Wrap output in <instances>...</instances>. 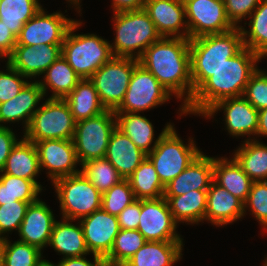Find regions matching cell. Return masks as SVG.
Segmentation results:
<instances>
[{"label":"cell","mask_w":267,"mask_h":266,"mask_svg":"<svg viewBox=\"0 0 267 266\" xmlns=\"http://www.w3.org/2000/svg\"><path fill=\"white\" fill-rule=\"evenodd\" d=\"M55 221L53 210L39 198L28 205L18 231V240L43 251L48 247Z\"/></svg>","instance_id":"44dd1931"},{"label":"cell","mask_w":267,"mask_h":266,"mask_svg":"<svg viewBox=\"0 0 267 266\" xmlns=\"http://www.w3.org/2000/svg\"><path fill=\"white\" fill-rule=\"evenodd\" d=\"M90 254L105 258L111 251L120 231L118 217L102 208L79 220Z\"/></svg>","instance_id":"ac0fdd59"},{"label":"cell","mask_w":267,"mask_h":266,"mask_svg":"<svg viewBox=\"0 0 267 266\" xmlns=\"http://www.w3.org/2000/svg\"><path fill=\"white\" fill-rule=\"evenodd\" d=\"M41 8L29 19L17 36L16 45L35 46L42 44H63L65 36L75 21L67 18L62 11L49 13Z\"/></svg>","instance_id":"7c38bea8"},{"label":"cell","mask_w":267,"mask_h":266,"mask_svg":"<svg viewBox=\"0 0 267 266\" xmlns=\"http://www.w3.org/2000/svg\"><path fill=\"white\" fill-rule=\"evenodd\" d=\"M45 100L43 90L36 81L28 82L21 91L10 100L0 104V127H9L10 124L22 122L23 132L28 128L33 114ZM10 123L9 125H6ZM4 124V125H3Z\"/></svg>","instance_id":"ffe728a7"},{"label":"cell","mask_w":267,"mask_h":266,"mask_svg":"<svg viewBox=\"0 0 267 266\" xmlns=\"http://www.w3.org/2000/svg\"><path fill=\"white\" fill-rule=\"evenodd\" d=\"M6 70H0V104L15 97L30 81L5 61Z\"/></svg>","instance_id":"f6af8a7d"},{"label":"cell","mask_w":267,"mask_h":266,"mask_svg":"<svg viewBox=\"0 0 267 266\" xmlns=\"http://www.w3.org/2000/svg\"><path fill=\"white\" fill-rule=\"evenodd\" d=\"M30 203L33 202L14 201L0 205V239L8 238L12 231L18 233Z\"/></svg>","instance_id":"7bdbcfd3"},{"label":"cell","mask_w":267,"mask_h":266,"mask_svg":"<svg viewBox=\"0 0 267 266\" xmlns=\"http://www.w3.org/2000/svg\"><path fill=\"white\" fill-rule=\"evenodd\" d=\"M261 60L257 53L246 47L226 59L194 91L190 102L184 107L185 115L203 116L218 101L243 96L250 76L258 69L257 63Z\"/></svg>","instance_id":"7a4b0ae2"},{"label":"cell","mask_w":267,"mask_h":266,"mask_svg":"<svg viewBox=\"0 0 267 266\" xmlns=\"http://www.w3.org/2000/svg\"><path fill=\"white\" fill-rule=\"evenodd\" d=\"M12 127H0V172L3 170L11 149L18 142Z\"/></svg>","instance_id":"c3c4849f"},{"label":"cell","mask_w":267,"mask_h":266,"mask_svg":"<svg viewBox=\"0 0 267 266\" xmlns=\"http://www.w3.org/2000/svg\"><path fill=\"white\" fill-rule=\"evenodd\" d=\"M244 218V203L214 180L207 190L204 221L217 227L233 224Z\"/></svg>","instance_id":"7402d4cb"},{"label":"cell","mask_w":267,"mask_h":266,"mask_svg":"<svg viewBox=\"0 0 267 266\" xmlns=\"http://www.w3.org/2000/svg\"><path fill=\"white\" fill-rule=\"evenodd\" d=\"M36 266H57V264L42 258Z\"/></svg>","instance_id":"11a10c76"},{"label":"cell","mask_w":267,"mask_h":266,"mask_svg":"<svg viewBox=\"0 0 267 266\" xmlns=\"http://www.w3.org/2000/svg\"><path fill=\"white\" fill-rule=\"evenodd\" d=\"M37 80L43 90L44 97L48 90L52 92L48 98L64 99L76 86L81 78L61 55Z\"/></svg>","instance_id":"4dcf8cb0"},{"label":"cell","mask_w":267,"mask_h":266,"mask_svg":"<svg viewBox=\"0 0 267 266\" xmlns=\"http://www.w3.org/2000/svg\"><path fill=\"white\" fill-rule=\"evenodd\" d=\"M178 226L170 211L168 201L164 197L141 200L137 230L146 241H183L184 239L177 231Z\"/></svg>","instance_id":"9a60e30c"},{"label":"cell","mask_w":267,"mask_h":266,"mask_svg":"<svg viewBox=\"0 0 267 266\" xmlns=\"http://www.w3.org/2000/svg\"><path fill=\"white\" fill-rule=\"evenodd\" d=\"M117 127L114 110L76 122L73 143L80 166L88 160L104 158L111 134Z\"/></svg>","instance_id":"9c48e42d"},{"label":"cell","mask_w":267,"mask_h":266,"mask_svg":"<svg viewBox=\"0 0 267 266\" xmlns=\"http://www.w3.org/2000/svg\"><path fill=\"white\" fill-rule=\"evenodd\" d=\"M39 0H0V21L17 37L23 25L43 7Z\"/></svg>","instance_id":"8d00e7d4"},{"label":"cell","mask_w":267,"mask_h":266,"mask_svg":"<svg viewBox=\"0 0 267 266\" xmlns=\"http://www.w3.org/2000/svg\"><path fill=\"white\" fill-rule=\"evenodd\" d=\"M243 47L240 27H235L225 33L190 39L193 93L216 69L226 62V59L236 55Z\"/></svg>","instance_id":"3957f363"},{"label":"cell","mask_w":267,"mask_h":266,"mask_svg":"<svg viewBox=\"0 0 267 266\" xmlns=\"http://www.w3.org/2000/svg\"><path fill=\"white\" fill-rule=\"evenodd\" d=\"M127 179L136 199L148 200L164 197L165 186L161 183L155 167L148 157Z\"/></svg>","instance_id":"e575fe53"},{"label":"cell","mask_w":267,"mask_h":266,"mask_svg":"<svg viewBox=\"0 0 267 266\" xmlns=\"http://www.w3.org/2000/svg\"><path fill=\"white\" fill-rule=\"evenodd\" d=\"M248 208V209H247ZM249 214L267 231V181L253 182L244 202V216Z\"/></svg>","instance_id":"b9f144b4"},{"label":"cell","mask_w":267,"mask_h":266,"mask_svg":"<svg viewBox=\"0 0 267 266\" xmlns=\"http://www.w3.org/2000/svg\"><path fill=\"white\" fill-rule=\"evenodd\" d=\"M141 200L136 199L117 216L120 229H137L140 221Z\"/></svg>","instance_id":"7dc6e473"},{"label":"cell","mask_w":267,"mask_h":266,"mask_svg":"<svg viewBox=\"0 0 267 266\" xmlns=\"http://www.w3.org/2000/svg\"><path fill=\"white\" fill-rule=\"evenodd\" d=\"M173 124L158 141L156 147L147 155L166 186L184 171L203 151L198 149L194 138L184 143Z\"/></svg>","instance_id":"8992f818"},{"label":"cell","mask_w":267,"mask_h":266,"mask_svg":"<svg viewBox=\"0 0 267 266\" xmlns=\"http://www.w3.org/2000/svg\"><path fill=\"white\" fill-rule=\"evenodd\" d=\"M76 121L64 99L46 98L33 114L23 137L36 143L50 139H73Z\"/></svg>","instance_id":"ba28073f"},{"label":"cell","mask_w":267,"mask_h":266,"mask_svg":"<svg viewBox=\"0 0 267 266\" xmlns=\"http://www.w3.org/2000/svg\"><path fill=\"white\" fill-rule=\"evenodd\" d=\"M146 240L137 229H120L110 253L104 258L106 266H123Z\"/></svg>","instance_id":"74e56055"},{"label":"cell","mask_w":267,"mask_h":266,"mask_svg":"<svg viewBox=\"0 0 267 266\" xmlns=\"http://www.w3.org/2000/svg\"><path fill=\"white\" fill-rule=\"evenodd\" d=\"M17 37L14 33L0 21V56L8 58L16 46Z\"/></svg>","instance_id":"681fc988"},{"label":"cell","mask_w":267,"mask_h":266,"mask_svg":"<svg viewBox=\"0 0 267 266\" xmlns=\"http://www.w3.org/2000/svg\"><path fill=\"white\" fill-rule=\"evenodd\" d=\"M232 153L237 163L253 182L267 181V144L261 139L247 140Z\"/></svg>","instance_id":"1f68e13d"},{"label":"cell","mask_w":267,"mask_h":266,"mask_svg":"<svg viewBox=\"0 0 267 266\" xmlns=\"http://www.w3.org/2000/svg\"><path fill=\"white\" fill-rule=\"evenodd\" d=\"M144 10L161 37L189 39L183 0H146Z\"/></svg>","instance_id":"d6986e66"},{"label":"cell","mask_w":267,"mask_h":266,"mask_svg":"<svg viewBox=\"0 0 267 266\" xmlns=\"http://www.w3.org/2000/svg\"><path fill=\"white\" fill-rule=\"evenodd\" d=\"M172 100V95L157 78L138 63L131 75L128 89L121 105L115 113H141L157 108Z\"/></svg>","instance_id":"8fae6325"},{"label":"cell","mask_w":267,"mask_h":266,"mask_svg":"<svg viewBox=\"0 0 267 266\" xmlns=\"http://www.w3.org/2000/svg\"><path fill=\"white\" fill-rule=\"evenodd\" d=\"M80 168L85 177L101 194L123 180L117 169L105 157L88 160Z\"/></svg>","instance_id":"ab89813d"},{"label":"cell","mask_w":267,"mask_h":266,"mask_svg":"<svg viewBox=\"0 0 267 266\" xmlns=\"http://www.w3.org/2000/svg\"><path fill=\"white\" fill-rule=\"evenodd\" d=\"M135 200L128 179H123L102 194L101 208L107 213L118 216L125 207Z\"/></svg>","instance_id":"60d3db41"},{"label":"cell","mask_w":267,"mask_h":266,"mask_svg":"<svg viewBox=\"0 0 267 266\" xmlns=\"http://www.w3.org/2000/svg\"><path fill=\"white\" fill-rule=\"evenodd\" d=\"M229 158L213 157V180L244 203L253 181L233 157Z\"/></svg>","instance_id":"83f0119b"},{"label":"cell","mask_w":267,"mask_h":266,"mask_svg":"<svg viewBox=\"0 0 267 266\" xmlns=\"http://www.w3.org/2000/svg\"><path fill=\"white\" fill-rule=\"evenodd\" d=\"M228 20L234 27H240L248 19L261 0H223ZM241 22V23H240Z\"/></svg>","instance_id":"bcb514c9"},{"label":"cell","mask_w":267,"mask_h":266,"mask_svg":"<svg viewBox=\"0 0 267 266\" xmlns=\"http://www.w3.org/2000/svg\"><path fill=\"white\" fill-rule=\"evenodd\" d=\"M37 180H26L8 174H0V205L14 201L35 202L43 186Z\"/></svg>","instance_id":"d590c367"},{"label":"cell","mask_w":267,"mask_h":266,"mask_svg":"<svg viewBox=\"0 0 267 266\" xmlns=\"http://www.w3.org/2000/svg\"><path fill=\"white\" fill-rule=\"evenodd\" d=\"M184 245L183 241H146L123 266H173L182 259Z\"/></svg>","instance_id":"4316f807"},{"label":"cell","mask_w":267,"mask_h":266,"mask_svg":"<svg viewBox=\"0 0 267 266\" xmlns=\"http://www.w3.org/2000/svg\"><path fill=\"white\" fill-rule=\"evenodd\" d=\"M60 219L62 220H56L53 225L48 246L53 248L57 255H63L61 259L90 255L80 222Z\"/></svg>","instance_id":"484cf974"},{"label":"cell","mask_w":267,"mask_h":266,"mask_svg":"<svg viewBox=\"0 0 267 266\" xmlns=\"http://www.w3.org/2000/svg\"><path fill=\"white\" fill-rule=\"evenodd\" d=\"M111 21L115 31L114 42H110L114 56L139 59L152 43L161 38L144 8L114 13Z\"/></svg>","instance_id":"277c9868"},{"label":"cell","mask_w":267,"mask_h":266,"mask_svg":"<svg viewBox=\"0 0 267 266\" xmlns=\"http://www.w3.org/2000/svg\"><path fill=\"white\" fill-rule=\"evenodd\" d=\"M145 1L146 0H111L113 14L117 12L143 9Z\"/></svg>","instance_id":"816d5d0a"},{"label":"cell","mask_w":267,"mask_h":266,"mask_svg":"<svg viewBox=\"0 0 267 266\" xmlns=\"http://www.w3.org/2000/svg\"><path fill=\"white\" fill-rule=\"evenodd\" d=\"M139 63L151 72L161 85L174 98L176 97L175 99L181 102L177 118L186 116L184 107L193 96L190 39L161 37L145 50L139 58Z\"/></svg>","instance_id":"6da1fadb"},{"label":"cell","mask_w":267,"mask_h":266,"mask_svg":"<svg viewBox=\"0 0 267 266\" xmlns=\"http://www.w3.org/2000/svg\"><path fill=\"white\" fill-rule=\"evenodd\" d=\"M261 266H267V255H266V258L264 257V260Z\"/></svg>","instance_id":"9f6ffc18"},{"label":"cell","mask_w":267,"mask_h":266,"mask_svg":"<svg viewBox=\"0 0 267 266\" xmlns=\"http://www.w3.org/2000/svg\"><path fill=\"white\" fill-rule=\"evenodd\" d=\"M115 115L117 128L147 155L156 147L162 135L173 125V123L167 122L161 133L155 138L154 125L145 115L133 112L115 113Z\"/></svg>","instance_id":"d4e9b609"},{"label":"cell","mask_w":267,"mask_h":266,"mask_svg":"<svg viewBox=\"0 0 267 266\" xmlns=\"http://www.w3.org/2000/svg\"><path fill=\"white\" fill-rule=\"evenodd\" d=\"M248 29L240 26L243 45L262 59L267 57V0H261L256 9L248 17Z\"/></svg>","instance_id":"836d02e7"},{"label":"cell","mask_w":267,"mask_h":266,"mask_svg":"<svg viewBox=\"0 0 267 266\" xmlns=\"http://www.w3.org/2000/svg\"><path fill=\"white\" fill-rule=\"evenodd\" d=\"M67 2L66 3H69V7H73L77 13H79V16H81V12H82V9H81V0H66Z\"/></svg>","instance_id":"db71d44e"},{"label":"cell","mask_w":267,"mask_h":266,"mask_svg":"<svg viewBox=\"0 0 267 266\" xmlns=\"http://www.w3.org/2000/svg\"><path fill=\"white\" fill-rule=\"evenodd\" d=\"M243 96L257 110L267 108V70L258 67L250 76Z\"/></svg>","instance_id":"ee69618b"},{"label":"cell","mask_w":267,"mask_h":266,"mask_svg":"<svg viewBox=\"0 0 267 266\" xmlns=\"http://www.w3.org/2000/svg\"><path fill=\"white\" fill-rule=\"evenodd\" d=\"M63 219L79 221L101 208L102 194L80 172L52 183Z\"/></svg>","instance_id":"52a82bcc"},{"label":"cell","mask_w":267,"mask_h":266,"mask_svg":"<svg viewBox=\"0 0 267 266\" xmlns=\"http://www.w3.org/2000/svg\"><path fill=\"white\" fill-rule=\"evenodd\" d=\"M76 19L70 26L62 44L61 55L81 79H89L114 55L109 41L95 33H74L82 26Z\"/></svg>","instance_id":"5b68a950"},{"label":"cell","mask_w":267,"mask_h":266,"mask_svg":"<svg viewBox=\"0 0 267 266\" xmlns=\"http://www.w3.org/2000/svg\"><path fill=\"white\" fill-rule=\"evenodd\" d=\"M64 100L68 103L76 122L96 116L106 110L89 79H81Z\"/></svg>","instance_id":"d6a6232c"},{"label":"cell","mask_w":267,"mask_h":266,"mask_svg":"<svg viewBox=\"0 0 267 266\" xmlns=\"http://www.w3.org/2000/svg\"><path fill=\"white\" fill-rule=\"evenodd\" d=\"M218 111H223L224 130H227L230 136L244 138L247 135V140H256L258 110L244 96L218 101L202 118H214Z\"/></svg>","instance_id":"5bb4252c"},{"label":"cell","mask_w":267,"mask_h":266,"mask_svg":"<svg viewBox=\"0 0 267 266\" xmlns=\"http://www.w3.org/2000/svg\"><path fill=\"white\" fill-rule=\"evenodd\" d=\"M267 137V108L258 110L257 137Z\"/></svg>","instance_id":"f5cc1de1"},{"label":"cell","mask_w":267,"mask_h":266,"mask_svg":"<svg viewBox=\"0 0 267 266\" xmlns=\"http://www.w3.org/2000/svg\"><path fill=\"white\" fill-rule=\"evenodd\" d=\"M86 256L61 259L57 266H106L103 257L92 254L93 262H91Z\"/></svg>","instance_id":"f907efd6"},{"label":"cell","mask_w":267,"mask_h":266,"mask_svg":"<svg viewBox=\"0 0 267 266\" xmlns=\"http://www.w3.org/2000/svg\"><path fill=\"white\" fill-rule=\"evenodd\" d=\"M41 171H47L51 183L55 180L75 175L78 169L76 150L72 139H50L35 143ZM77 168V169H76Z\"/></svg>","instance_id":"2e32d148"},{"label":"cell","mask_w":267,"mask_h":266,"mask_svg":"<svg viewBox=\"0 0 267 266\" xmlns=\"http://www.w3.org/2000/svg\"><path fill=\"white\" fill-rule=\"evenodd\" d=\"M168 201L170 211L174 220L186 225H199L204 223L207 190H190L188 193L179 196H164Z\"/></svg>","instance_id":"f546056e"},{"label":"cell","mask_w":267,"mask_h":266,"mask_svg":"<svg viewBox=\"0 0 267 266\" xmlns=\"http://www.w3.org/2000/svg\"><path fill=\"white\" fill-rule=\"evenodd\" d=\"M189 39L225 33L235 28L228 20L223 0H183Z\"/></svg>","instance_id":"4fadbf2b"},{"label":"cell","mask_w":267,"mask_h":266,"mask_svg":"<svg viewBox=\"0 0 267 266\" xmlns=\"http://www.w3.org/2000/svg\"><path fill=\"white\" fill-rule=\"evenodd\" d=\"M41 173L39 155L35 143L21 139L11 149L0 174H8L26 180H37Z\"/></svg>","instance_id":"f1b7e54d"},{"label":"cell","mask_w":267,"mask_h":266,"mask_svg":"<svg viewBox=\"0 0 267 266\" xmlns=\"http://www.w3.org/2000/svg\"><path fill=\"white\" fill-rule=\"evenodd\" d=\"M138 63L136 58L113 56L89 78L106 109L115 111L121 105Z\"/></svg>","instance_id":"30bf717a"},{"label":"cell","mask_w":267,"mask_h":266,"mask_svg":"<svg viewBox=\"0 0 267 266\" xmlns=\"http://www.w3.org/2000/svg\"><path fill=\"white\" fill-rule=\"evenodd\" d=\"M2 239L1 266H36L44 257L37 247L22 241Z\"/></svg>","instance_id":"f35d334b"},{"label":"cell","mask_w":267,"mask_h":266,"mask_svg":"<svg viewBox=\"0 0 267 266\" xmlns=\"http://www.w3.org/2000/svg\"><path fill=\"white\" fill-rule=\"evenodd\" d=\"M62 44L16 45L7 62L23 76L36 81L61 56Z\"/></svg>","instance_id":"e0dca14e"},{"label":"cell","mask_w":267,"mask_h":266,"mask_svg":"<svg viewBox=\"0 0 267 266\" xmlns=\"http://www.w3.org/2000/svg\"><path fill=\"white\" fill-rule=\"evenodd\" d=\"M1 248H2V239H0V266H1Z\"/></svg>","instance_id":"6f0895ef"},{"label":"cell","mask_w":267,"mask_h":266,"mask_svg":"<svg viewBox=\"0 0 267 266\" xmlns=\"http://www.w3.org/2000/svg\"><path fill=\"white\" fill-rule=\"evenodd\" d=\"M213 181V157L203 152L165 186L164 196H179L190 190H208Z\"/></svg>","instance_id":"603a6c76"},{"label":"cell","mask_w":267,"mask_h":266,"mask_svg":"<svg viewBox=\"0 0 267 266\" xmlns=\"http://www.w3.org/2000/svg\"><path fill=\"white\" fill-rule=\"evenodd\" d=\"M147 157L131 140L117 127L111 134L105 158L117 169L123 179L129 178L140 163Z\"/></svg>","instance_id":"cb8c5ba5"}]
</instances>
